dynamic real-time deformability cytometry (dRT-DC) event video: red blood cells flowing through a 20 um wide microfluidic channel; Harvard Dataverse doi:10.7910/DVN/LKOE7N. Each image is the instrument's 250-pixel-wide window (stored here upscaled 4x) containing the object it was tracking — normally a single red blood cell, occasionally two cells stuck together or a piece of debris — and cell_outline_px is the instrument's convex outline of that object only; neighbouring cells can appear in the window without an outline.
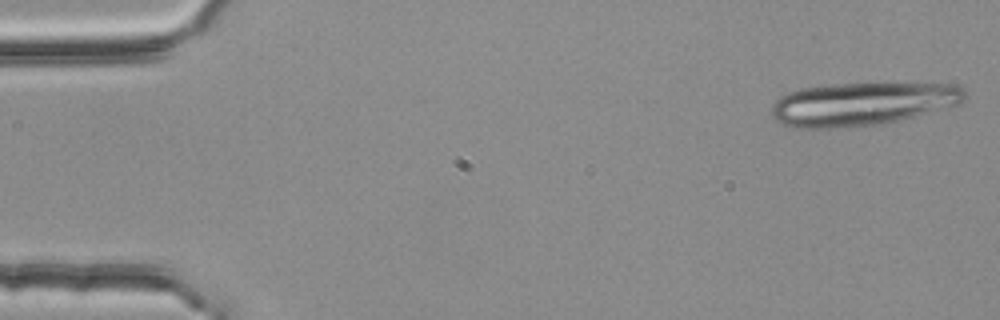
{"species": "common noctule bat (a hibernating species)", "species_latin": "Nyctalus noctula", "temperature_condition": "room temperature", "stored_images_in_passage": 17, "camera_frame_rate_fps": 3000, "um_per_image_px": 0.085, "animal": {"sex": "female", "body_mass_g": 25.1}, "frame": {"image": 1, "passage_image": 1, "time_ms": 0.0, "image_size_px": [1000, 320], "cell_outline_px": [[964, 96], [960, 104], [916, 116], [880, 124], [832, 128], [792, 128], [780, 124], [772, 116], [772, 104], [780, 96], [788, 92], [804, 88], [832, 84], [892, 80], [956, 84], [964, 92]], "centroid_in_image_um": [73.32, 8.78], "position_along_channel_um": 11.7, "area_um2": 50.05}}